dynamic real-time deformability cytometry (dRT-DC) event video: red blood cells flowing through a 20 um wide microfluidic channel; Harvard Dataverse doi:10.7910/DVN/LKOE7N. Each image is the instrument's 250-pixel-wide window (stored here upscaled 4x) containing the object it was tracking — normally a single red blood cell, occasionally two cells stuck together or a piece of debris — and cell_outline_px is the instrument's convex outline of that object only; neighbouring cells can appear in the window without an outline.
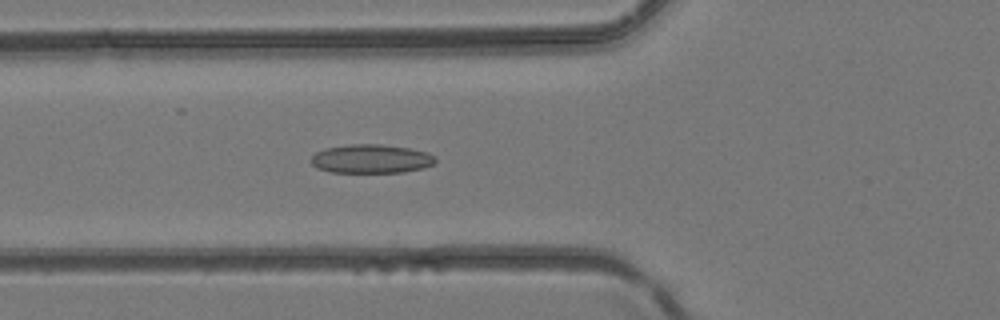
{"species": "common noctule bat (a hibernating species)", "species_latin": "Nyctalus noctula", "temperature_condition": "room temperature", "stored_images_in_passage": 42, "camera_frame_rate_fps": 3000, "um_per_image_px": 0.085, "animal": {"sex": "female", "body_mass_g": 24.6, "forearm_length_mm": 56.2}, "frame": {"image": 1, "passage_image": 16, "time_ms": 5.0, "image_size_px": [1000, 320], "cell_outline_px": [[436, 160], [432, 164], [424, 168], [404, 172], [328, 172], [316, 168], [308, 160], [316, 152], [324, 148], [348, 144], [380, 144], [408, 148], [428, 152], [436, 156]], "centroid_in_image_um": [31.52, 13.5], "position_along_channel_um": 94.3, "area_um2": 21.1}}
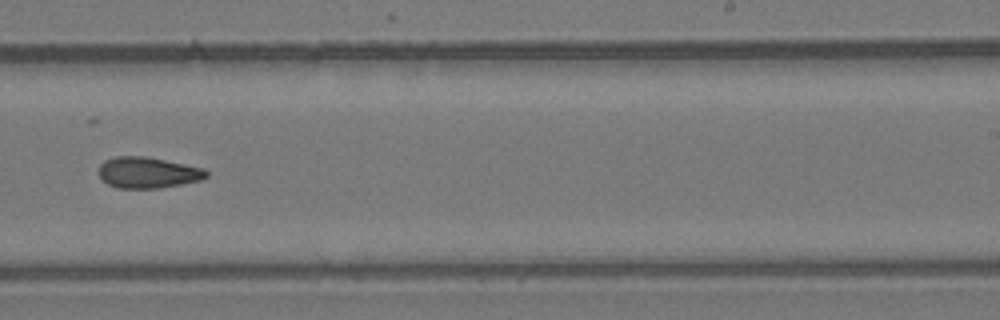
{"frame": {"image": 2, "passage_image": 27, "time_ms": 8.667, "image_size_px": [1000, 320], "cell_outline_px": [[208, 176], [200, 180], [160, 188], [116, 188], [108, 184], [96, 172], [100, 164], [104, 160], [116, 156], [144, 156], [204, 168], [208, 172]], "centroid_in_image_um": [12.52, 14.67], "position_along_channel_um": 276.5, "area_um2": 19.48}}
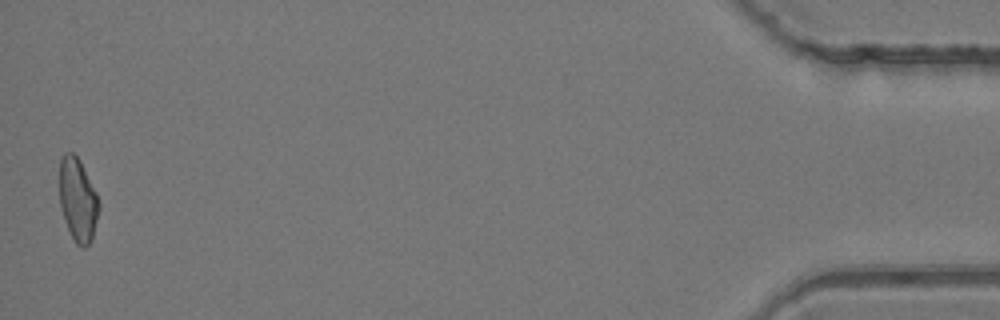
{"frame": {"image": 3, "passage_image": 42, "time_ms": 13.667, "image_size_px": [1000, 320], "cell_outline_px": [[100, 208], [92, 240], [84, 248], [80, 248], [76, 244], [68, 228], [60, 208], [60, 156], [64, 152], [72, 152], [80, 160], [96, 192], [100, 204]], "centroid_in_image_um": [6.62, 16.98], "position_along_channel_um": 428.6, "area_um2": 19.25}}